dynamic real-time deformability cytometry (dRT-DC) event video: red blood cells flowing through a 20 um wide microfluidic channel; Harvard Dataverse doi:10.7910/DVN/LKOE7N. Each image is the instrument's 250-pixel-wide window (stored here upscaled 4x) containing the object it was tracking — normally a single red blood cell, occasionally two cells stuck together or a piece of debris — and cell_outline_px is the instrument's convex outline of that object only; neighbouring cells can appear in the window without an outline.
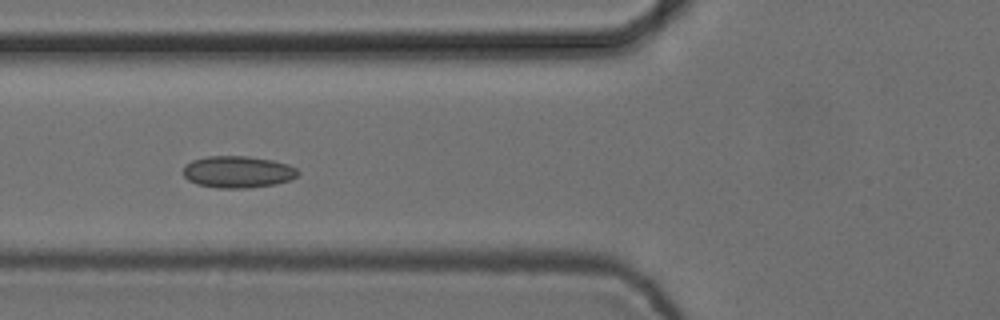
{"species": "common noctule bat (a hibernating species)", "species_latin": "Nyctalus noctula", "temperature_condition": "cold", "stored_images_in_passage": 8, "camera_frame_rate_fps": 3000, "um_per_image_px": 0.085, "animal": {"sex": "female", "body_mass_g": 24.6, "forearm_length_mm": 56.2}, "frame": {"image": 1, "passage_image": 6, "time_ms": 1.667, "image_size_px": [1000, 320], "cell_outline_px": [[300, 172], [296, 176], [288, 180], [276, 184], [248, 188], [216, 188], [196, 184], [188, 180], [184, 176], [184, 164], [192, 160], [208, 156], [248, 156], [272, 160], [288, 164], [296, 168]], "centroid_in_image_um": [20.19, 14.61], "position_along_channel_um": 105.6, "area_um2": 21.39}}
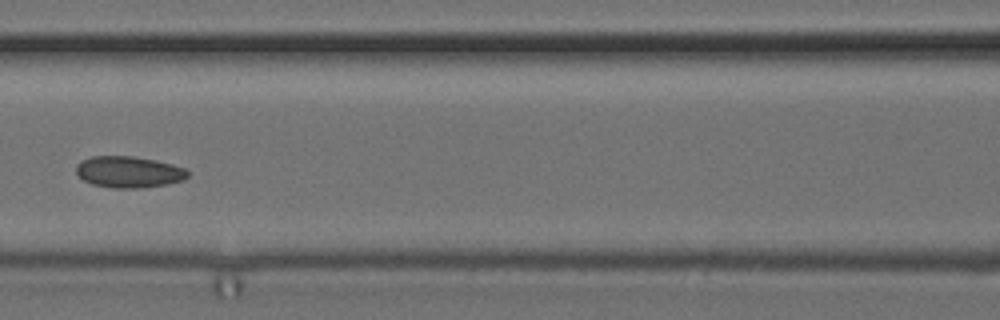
{"frame": {"image": 2, "passage_image": 7, "time_ms": 2.0, "image_size_px": [1000, 320], "cell_outline_px": [[188, 176], [184, 180], [168, 184], [144, 188], [112, 188], [92, 184], [84, 180], [76, 172], [76, 164], [80, 160], [92, 156], [132, 156], [156, 160], [172, 164], [184, 168], [188, 172]], "centroid_in_image_um": [10.94, 14.62], "position_along_channel_um": 155.7, "area_um2": 20.58}}
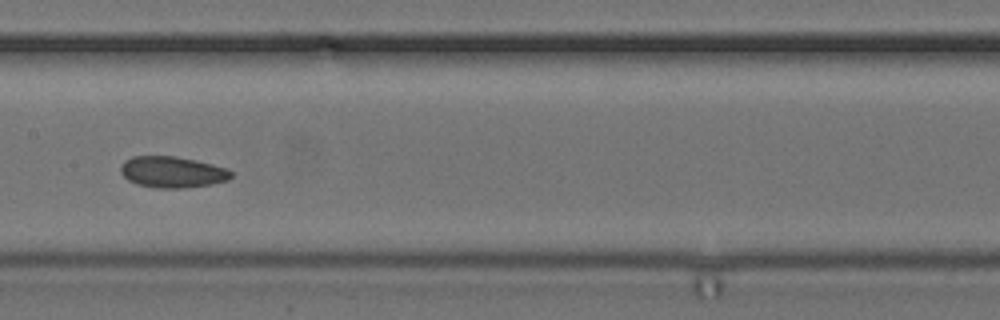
{"frame": {"image": 3, "passage_image": 8, "time_ms": 2.333, "image_size_px": [1000, 320], "cell_outline_px": [[232, 176], [228, 180], [212, 184], [184, 188], [156, 188], [136, 184], [128, 180], [120, 172], [120, 164], [124, 160], [132, 156], [176, 156], [196, 160], [228, 168], [232, 172]], "centroid_in_image_um": [14.63, 14.62], "position_along_channel_um": 192.8, "area_um2": 20.35}}